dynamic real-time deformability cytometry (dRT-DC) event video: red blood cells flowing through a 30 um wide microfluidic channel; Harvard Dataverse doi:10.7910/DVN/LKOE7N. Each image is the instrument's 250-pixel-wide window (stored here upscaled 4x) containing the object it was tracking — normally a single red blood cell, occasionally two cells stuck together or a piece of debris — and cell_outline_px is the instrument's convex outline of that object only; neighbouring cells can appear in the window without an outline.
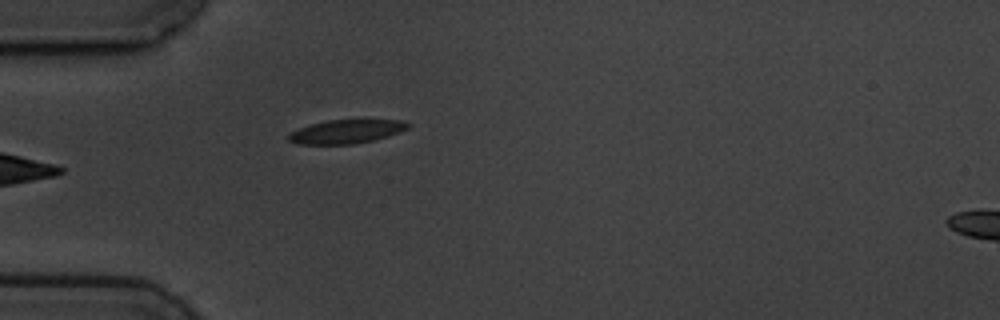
{"species": "common noctule bat (a hibernating species)", "species_latin": "Nyctalus noctula", "temperature_condition": "cold", "stored_images_in_passage": 5, "camera_frame_rate_fps": 3000, "um_per_image_px": 0.085, "animal": {"sex": "male", "body_mass_g": 19.5, "forearm_length_mm": 54.6}, "frame": {"image": 1, "passage_image": 5, "time_ms": 5.667, "image_size_px": [1000, 320], "cell_outline_px": [[412, 124], [408, 128], [400, 132], [388, 136], [372, 140], [352, 144], [296, 144], [288, 140], [288, 136], [292, 132], [300, 128], [312, 124], [328, 120], [368, 116], [404, 120]], "centroid_in_image_um": [29.58, 11.11], "position_along_channel_um": 55.4, "area_um2": 17.46}}